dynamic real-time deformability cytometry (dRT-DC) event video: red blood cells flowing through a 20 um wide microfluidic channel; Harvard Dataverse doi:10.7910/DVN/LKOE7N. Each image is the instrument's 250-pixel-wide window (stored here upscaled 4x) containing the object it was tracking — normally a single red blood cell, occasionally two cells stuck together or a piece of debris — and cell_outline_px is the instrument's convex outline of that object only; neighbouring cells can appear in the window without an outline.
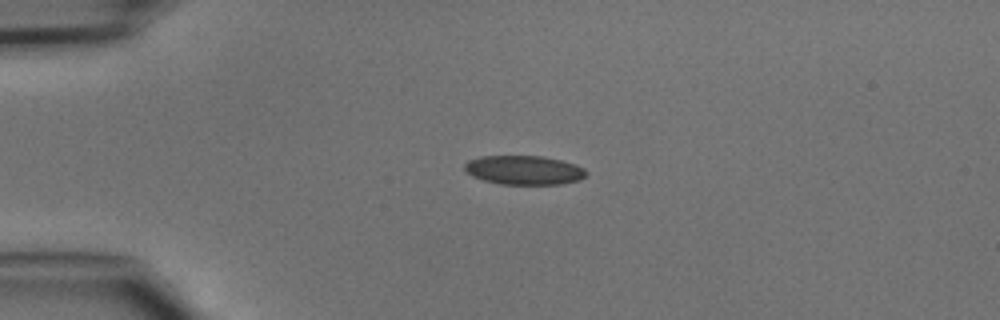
{"species": "common noctule bat (a hibernating species)", "species_latin": "Nyctalus noctula", "temperature_condition": "cold", "stored_images_in_passage": 37, "camera_frame_rate_fps": 3000, "um_per_image_px": 0.085, "animal": {"sex": "male", "body_mass_g": 15.6}, "frame": {"image": 1, "passage_image": 1, "time_ms": 0.0, "image_size_px": [1000, 320], "cell_outline_px": [[588, 172], [580, 180], [560, 184], [500, 184], [484, 180], [472, 176], [464, 172], [464, 164], [468, 160], [480, 156], [544, 156], [576, 164], [584, 168]], "centroid_in_image_um": [44.52, 14.45], "position_along_channel_um": 40.5, "area_um2": 20.75}}
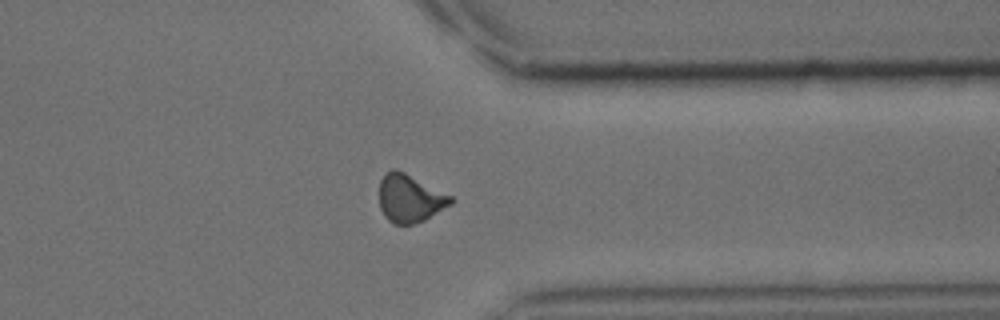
{"frame": {"image": 2, "passage_image": 27, "time_ms": 8.667, "image_size_px": [1000, 320], "cell_outline_px": [[456, 200], [452, 204], [424, 220], [412, 224], [396, 224], [388, 220], [384, 216], [380, 208], [380, 180], [392, 168], [396, 168], [452, 196]], "centroid_in_image_um": [34.85, 16.87], "position_along_channel_um": 376.5, "area_um2": 19.83}}
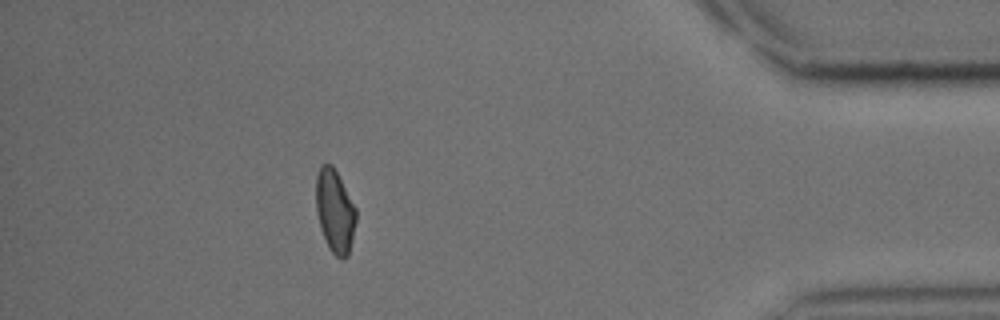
{"frame": {"image": 3, "passage_image": 32, "time_ms": 10.333, "image_size_px": [1000, 320], "cell_outline_px": [[356, 220], [352, 240], [348, 256], [336, 256], [328, 248], [320, 228], [316, 212], [316, 176], [320, 164], [332, 164], [356, 208]], "centroid_in_image_um": [28.44, 17.92], "position_along_channel_um": 406.8, "area_um2": 19.31}}